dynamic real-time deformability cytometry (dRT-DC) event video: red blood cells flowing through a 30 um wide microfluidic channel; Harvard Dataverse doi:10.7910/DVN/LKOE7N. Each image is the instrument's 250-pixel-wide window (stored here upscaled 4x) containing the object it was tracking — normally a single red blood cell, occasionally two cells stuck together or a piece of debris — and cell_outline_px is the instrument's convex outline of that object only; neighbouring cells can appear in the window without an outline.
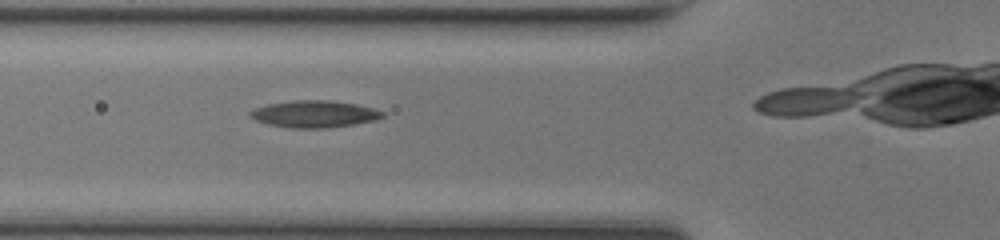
{"species": "common noctule bat (a hibernating species)", "species_latin": "Nyctalus noctula", "temperature_condition": "room temperature", "stored_images_in_passage": 10, "camera_frame_rate_fps": 3000, "um_per_image_px": 0.085, "animal": {"sex": "female", "body_mass_g": 17.0, "forearm_length_mm": 48.0}, "frame": {"image": 1, "passage_image": 4, "time_ms": 1.0, "image_size_px": [1000, 240], "cell_outline_px": [[384, 116], [376, 120], [356, 124], [324, 128], [292, 128], [268, 124], [256, 120], [248, 116], [248, 112], [256, 108], [268, 104], [292, 100], [328, 100], [356, 104], [372, 108], [384, 112]], "centroid_in_image_um": [26.71, 9.69], "position_along_channel_um": 99.1, "area_um2": 20.75}}
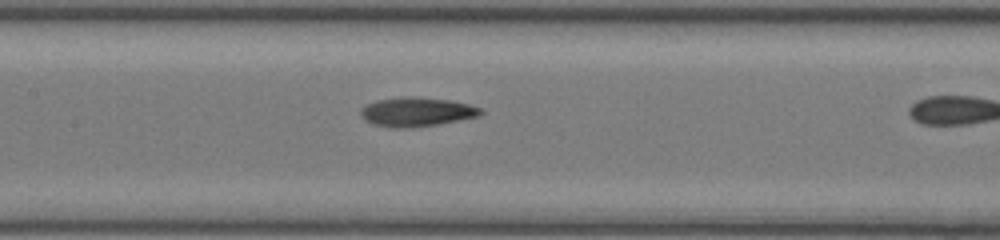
{"frame": {"image": 2, "passage_image": 9, "time_ms": 2.667, "image_size_px": [1000, 240], "cell_outline_px": [[484, 112], [480, 116], [436, 124], [412, 128], [392, 128], [372, 124], [364, 120], [360, 112], [360, 108], [376, 100], [408, 96], [448, 100], [468, 104], [480, 108]], "centroid_in_image_um": [35.38, 9.52], "position_along_channel_um": 172.0, "area_um2": 20.29}}